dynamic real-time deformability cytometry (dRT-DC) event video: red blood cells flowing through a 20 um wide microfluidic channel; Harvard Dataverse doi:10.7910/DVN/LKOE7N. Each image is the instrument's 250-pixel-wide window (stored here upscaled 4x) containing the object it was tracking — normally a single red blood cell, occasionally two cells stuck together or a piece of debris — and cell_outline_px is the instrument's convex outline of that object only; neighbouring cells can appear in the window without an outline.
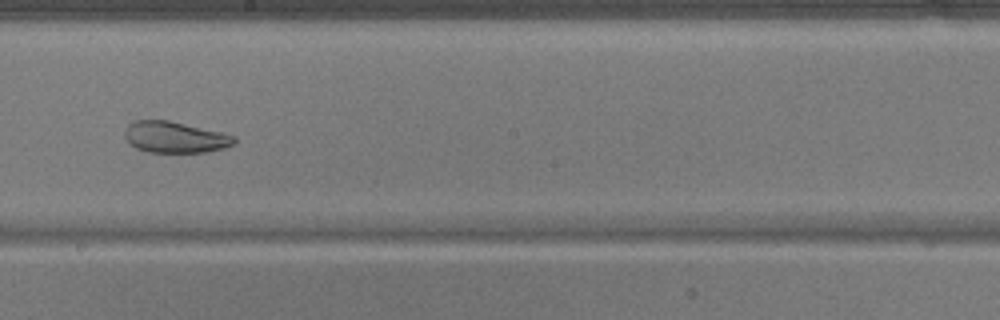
{"species": "common noctule bat (a hibernating species)", "species_latin": "Nyctalus noctula", "temperature_condition": "warm", "stored_images_in_passage": 51, "camera_frame_rate_fps": 3000, "um_per_image_px": 0.085, "animal": {"sex": "male", "body_mass_g": 17.9}, "frame": {"image": 1, "passage_image": 30, "time_ms": 9.667, "image_size_px": [1000, 320], "cell_outline_px": [[236, 144], [224, 148], [204, 152], [148, 152], [136, 148], [124, 136], [124, 128], [132, 120], [168, 120], [224, 132], [236, 136]], "centroid_in_image_um": [14.9, 11.65], "position_along_channel_um": 233.3, "area_um2": 20.17}}
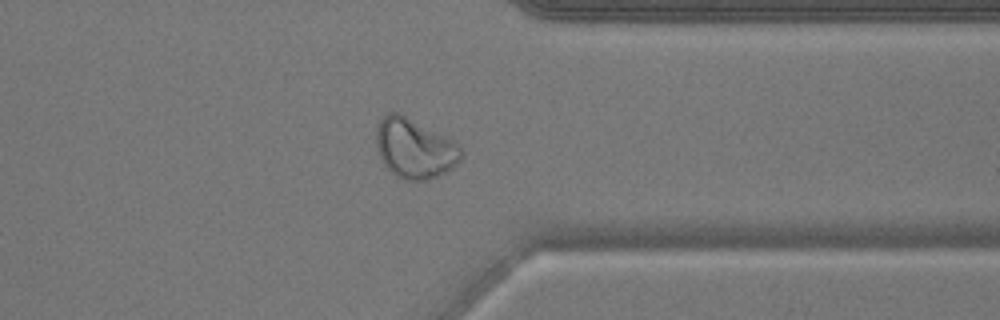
{"frame": {"image": 2, "passage_image": 41, "time_ms": 13.333, "image_size_px": [1000, 320], "cell_outline_px": [[464, 156], [448, 172], [428, 180], [404, 180], [396, 176], [384, 164], [380, 156], [376, 144], [376, 128], [380, 120], [388, 112], [400, 112], [460, 144], [464, 152]], "centroid_in_image_um": [35.27, 12.61], "position_along_channel_um": 376.1, "area_um2": 29.82}}
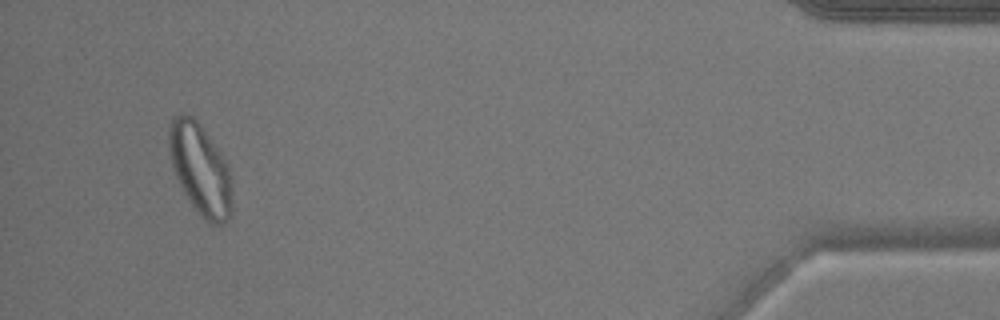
{"frame": {"image": 3, "passage_image": 49, "time_ms": 16.0, "image_size_px": [1000, 320], "cell_outline_px": [[232, 212], [228, 220], [220, 224], [208, 224], [200, 216], [188, 200], [180, 188], [168, 152], [168, 128], [172, 120], [180, 112], [192, 116], [200, 124], [228, 164], [232, 180]], "centroid_in_image_um": [17.03, 14.42], "position_along_channel_um": 418.2, "area_um2": 33.99}}